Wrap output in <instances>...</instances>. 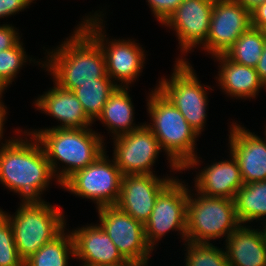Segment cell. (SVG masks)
Returning a JSON list of instances; mask_svg holds the SVG:
<instances>
[{"instance_id": "cell-1", "label": "cell", "mask_w": 266, "mask_h": 266, "mask_svg": "<svg viewBox=\"0 0 266 266\" xmlns=\"http://www.w3.org/2000/svg\"><path fill=\"white\" fill-rule=\"evenodd\" d=\"M19 130L18 134H26L25 139L13 136L1 142L0 183L20 195L21 201H44L41 194L56 177L37 138L28 130Z\"/></svg>"}, {"instance_id": "cell-2", "label": "cell", "mask_w": 266, "mask_h": 266, "mask_svg": "<svg viewBox=\"0 0 266 266\" xmlns=\"http://www.w3.org/2000/svg\"><path fill=\"white\" fill-rule=\"evenodd\" d=\"M43 68L62 89L73 91L81 84L110 78L100 44L79 24L73 34L55 49L47 51Z\"/></svg>"}, {"instance_id": "cell-3", "label": "cell", "mask_w": 266, "mask_h": 266, "mask_svg": "<svg viewBox=\"0 0 266 266\" xmlns=\"http://www.w3.org/2000/svg\"><path fill=\"white\" fill-rule=\"evenodd\" d=\"M154 90V91H153ZM147 112L152 123L146 126L158 139L161 149L167 154L172 171H184L199 167L196 139L199 135L188 124L181 112L155 86L149 93ZM151 124V125H150ZM197 154V155H196ZM195 166V167H194Z\"/></svg>"}, {"instance_id": "cell-4", "label": "cell", "mask_w": 266, "mask_h": 266, "mask_svg": "<svg viewBox=\"0 0 266 266\" xmlns=\"http://www.w3.org/2000/svg\"><path fill=\"white\" fill-rule=\"evenodd\" d=\"M27 133L34 135L42 145L59 186L73 173L92 164L106 150L103 136L90 127L80 129L47 127ZM59 162L66 167L62 165L59 168Z\"/></svg>"}, {"instance_id": "cell-5", "label": "cell", "mask_w": 266, "mask_h": 266, "mask_svg": "<svg viewBox=\"0 0 266 266\" xmlns=\"http://www.w3.org/2000/svg\"><path fill=\"white\" fill-rule=\"evenodd\" d=\"M61 209L46 201H21L15 215L0 209L11 223L16 249L24 262L67 229Z\"/></svg>"}, {"instance_id": "cell-6", "label": "cell", "mask_w": 266, "mask_h": 266, "mask_svg": "<svg viewBox=\"0 0 266 266\" xmlns=\"http://www.w3.org/2000/svg\"><path fill=\"white\" fill-rule=\"evenodd\" d=\"M192 194L189 189L186 241L210 244V240L224 236L227 239L240 225L232 199L211 197L198 191Z\"/></svg>"}, {"instance_id": "cell-7", "label": "cell", "mask_w": 266, "mask_h": 266, "mask_svg": "<svg viewBox=\"0 0 266 266\" xmlns=\"http://www.w3.org/2000/svg\"><path fill=\"white\" fill-rule=\"evenodd\" d=\"M103 11L85 15L80 25L100 44L106 59V73L112 81L121 87H129L142 75L146 54L136 40L106 38L103 25ZM99 14V15H98ZM105 34V35H104ZM135 80V81H134ZM117 81V82H116ZM118 82L120 84H118Z\"/></svg>"}, {"instance_id": "cell-8", "label": "cell", "mask_w": 266, "mask_h": 266, "mask_svg": "<svg viewBox=\"0 0 266 266\" xmlns=\"http://www.w3.org/2000/svg\"><path fill=\"white\" fill-rule=\"evenodd\" d=\"M186 58H176L169 79H159L157 88L181 112L188 124L200 135L205 129L210 86L201 84L192 65ZM205 86V88H204Z\"/></svg>"}, {"instance_id": "cell-9", "label": "cell", "mask_w": 266, "mask_h": 266, "mask_svg": "<svg viewBox=\"0 0 266 266\" xmlns=\"http://www.w3.org/2000/svg\"><path fill=\"white\" fill-rule=\"evenodd\" d=\"M104 151L92 164L68 177L61 188L75 196L90 199L96 208L116 205L122 181V172L114 158L110 160Z\"/></svg>"}, {"instance_id": "cell-10", "label": "cell", "mask_w": 266, "mask_h": 266, "mask_svg": "<svg viewBox=\"0 0 266 266\" xmlns=\"http://www.w3.org/2000/svg\"><path fill=\"white\" fill-rule=\"evenodd\" d=\"M188 194V185L176 176L157 196L150 218L144 225L145 238L152 250L170 230L177 231L186 241Z\"/></svg>"}, {"instance_id": "cell-11", "label": "cell", "mask_w": 266, "mask_h": 266, "mask_svg": "<svg viewBox=\"0 0 266 266\" xmlns=\"http://www.w3.org/2000/svg\"><path fill=\"white\" fill-rule=\"evenodd\" d=\"M98 210L99 225L111 238L126 260L148 266L152 248L145 238L144 224L135 220L116 205L102 206Z\"/></svg>"}, {"instance_id": "cell-12", "label": "cell", "mask_w": 266, "mask_h": 266, "mask_svg": "<svg viewBox=\"0 0 266 266\" xmlns=\"http://www.w3.org/2000/svg\"><path fill=\"white\" fill-rule=\"evenodd\" d=\"M251 27V12L233 0H215L210 28L201 49L212 57L225 54Z\"/></svg>"}, {"instance_id": "cell-13", "label": "cell", "mask_w": 266, "mask_h": 266, "mask_svg": "<svg viewBox=\"0 0 266 266\" xmlns=\"http://www.w3.org/2000/svg\"><path fill=\"white\" fill-rule=\"evenodd\" d=\"M113 139V158L123 175L155 172L152 168L162 149L146 123L137 130Z\"/></svg>"}, {"instance_id": "cell-14", "label": "cell", "mask_w": 266, "mask_h": 266, "mask_svg": "<svg viewBox=\"0 0 266 266\" xmlns=\"http://www.w3.org/2000/svg\"><path fill=\"white\" fill-rule=\"evenodd\" d=\"M214 1L183 0L162 24L175 31L181 55L192 52V48L199 47L206 41Z\"/></svg>"}, {"instance_id": "cell-15", "label": "cell", "mask_w": 266, "mask_h": 266, "mask_svg": "<svg viewBox=\"0 0 266 266\" xmlns=\"http://www.w3.org/2000/svg\"><path fill=\"white\" fill-rule=\"evenodd\" d=\"M162 178L157 177L155 173L123 175L116 206L145 225L157 196L175 177L167 175Z\"/></svg>"}, {"instance_id": "cell-16", "label": "cell", "mask_w": 266, "mask_h": 266, "mask_svg": "<svg viewBox=\"0 0 266 266\" xmlns=\"http://www.w3.org/2000/svg\"><path fill=\"white\" fill-rule=\"evenodd\" d=\"M229 129V152L238 162L243 183L266 180V138L236 122Z\"/></svg>"}, {"instance_id": "cell-17", "label": "cell", "mask_w": 266, "mask_h": 266, "mask_svg": "<svg viewBox=\"0 0 266 266\" xmlns=\"http://www.w3.org/2000/svg\"><path fill=\"white\" fill-rule=\"evenodd\" d=\"M70 232L74 241V259L82 260V266H105L126 261L99 224L82 226Z\"/></svg>"}, {"instance_id": "cell-18", "label": "cell", "mask_w": 266, "mask_h": 266, "mask_svg": "<svg viewBox=\"0 0 266 266\" xmlns=\"http://www.w3.org/2000/svg\"><path fill=\"white\" fill-rule=\"evenodd\" d=\"M36 110L54 117L60 124L50 128L80 129L91 127L93 122L84 112L73 91H68L54 83V87L44 92L33 102Z\"/></svg>"}, {"instance_id": "cell-19", "label": "cell", "mask_w": 266, "mask_h": 266, "mask_svg": "<svg viewBox=\"0 0 266 266\" xmlns=\"http://www.w3.org/2000/svg\"><path fill=\"white\" fill-rule=\"evenodd\" d=\"M229 155V160L222 159L201 169L194 177V190L207 196L233 200L244 183L236 158L232 153Z\"/></svg>"}, {"instance_id": "cell-20", "label": "cell", "mask_w": 266, "mask_h": 266, "mask_svg": "<svg viewBox=\"0 0 266 266\" xmlns=\"http://www.w3.org/2000/svg\"><path fill=\"white\" fill-rule=\"evenodd\" d=\"M225 242L230 266H266V242L259 228L240 224Z\"/></svg>"}, {"instance_id": "cell-21", "label": "cell", "mask_w": 266, "mask_h": 266, "mask_svg": "<svg viewBox=\"0 0 266 266\" xmlns=\"http://www.w3.org/2000/svg\"><path fill=\"white\" fill-rule=\"evenodd\" d=\"M213 59L217 60L220 65H218L219 71L215 78L218 80V86L232 99L233 96L236 99H253L262 88L266 89L255 68L237 64L225 54L216 55Z\"/></svg>"}, {"instance_id": "cell-22", "label": "cell", "mask_w": 266, "mask_h": 266, "mask_svg": "<svg viewBox=\"0 0 266 266\" xmlns=\"http://www.w3.org/2000/svg\"><path fill=\"white\" fill-rule=\"evenodd\" d=\"M128 87L117 86L106 101L101 115L97 118L106 126L113 138L139 129L142 124L134 123V105Z\"/></svg>"}, {"instance_id": "cell-23", "label": "cell", "mask_w": 266, "mask_h": 266, "mask_svg": "<svg viewBox=\"0 0 266 266\" xmlns=\"http://www.w3.org/2000/svg\"><path fill=\"white\" fill-rule=\"evenodd\" d=\"M233 201L240 224L266 219V180L244 184Z\"/></svg>"}, {"instance_id": "cell-24", "label": "cell", "mask_w": 266, "mask_h": 266, "mask_svg": "<svg viewBox=\"0 0 266 266\" xmlns=\"http://www.w3.org/2000/svg\"><path fill=\"white\" fill-rule=\"evenodd\" d=\"M64 229L24 262V266H68L69 256L75 257L71 232Z\"/></svg>"}, {"instance_id": "cell-25", "label": "cell", "mask_w": 266, "mask_h": 266, "mask_svg": "<svg viewBox=\"0 0 266 266\" xmlns=\"http://www.w3.org/2000/svg\"><path fill=\"white\" fill-rule=\"evenodd\" d=\"M117 88L111 78L97 79L96 83L81 84L73 90L88 118L94 123L101 115L110 94ZM96 119V120H95Z\"/></svg>"}, {"instance_id": "cell-26", "label": "cell", "mask_w": 266, "mask_h": 266, "mask_svg": "<svg viewBox=\"0 0 266 266\" xmlns=\"http://www.w3.org/2000/svg\"><path fill=\"white\" fill-rule=\"evenodd\" d=\"M266 32L250 27L225 53L233 62L255 68L263 52Z\"/></svg>"}, {"instance_id": "cell-27", "label": "cell", "mask_w": 266, "mask_h": 266, "mask_svg": "<svg viewBox=\"0 0 266 266\" xmlns=\"http://www.w3.org/2000/svg\"><path fill=\"white\" fill-rule=\"evenodd\" d=\"M187 248L184 266H230L225 250L212 243H192L185 241ZM223 249V250H222Z\"/></svg>"}, {"instance_id": "cell-28", "label": "cell", "mask_w": 266, "mask_h": 266, "mask_svg": "<svg viewBox=\"0 0 266 266\" xmlns=\"http://www.w3.org/2000/svg\"><path fill=\"white\" fill-rule=\"evenodd\" d=\"M23 44L24 43L20 40L14 47L0 52V80L7 87L12 84L17 74L20 73V69L26 64L28 59L30 63H38L43 67V61H36V59L32 60L33 58H29L28 55H26Z\"/></svg>"}, {"instance_id": "cell-29", "label": "cell", "mask_w": 266, "mask_h": 266, "mask_svg": "<svg viewBox=\"0 0 266 266\" xmlns=\"http://www.w3.org/2000/svg\"><path fill=\"white\" fill-rule=\"evenodd\" d=\"M0 266H24L14 241L11 223L0 211Z\"/></svg>"}, {"instance_id": "cell-30", "label": "cell", "mask_w": 266, "mask_h": 266, "mask_svg": "<svg viewBox=\"0 0 266 266\" xmlns=\"http://www.w3.org/2000/svg\"><path fill=\"white\" fill-rule=\"evenodd\" d=\"M149 8L161 25L177 9L183 0H147Z\"/></svg>"}, {"instance_id": "cell-31", "label": "cell", "mask_w": 266, "mask_h": 266, "mask_svg": "<svg viewBox=\"0 0 266 266\" xmlns=\"http://www.w3.org/2000/svg\"><path fill=\"white\" fill-rule=\"evenodd\" d=\"M20 39L17 28L12 26V24L0 25V52L14 47Z\"/></svg>"}, {"instance_id": "cell-32", "label": "cell", "mask_w": 266, "mask_h": 266, "mask_svg": "<svg viewBox=\"0 0 266 266\" xmlns=\"http://www.w3.org/2000/svg\"><path fill=\"white\" fill-rule=\"evenodd\" d=\"M34 0H0V18L8 17L22 12Z\"/></svg>"}, {"instance_id": "cell-33", "label": "cell", "mask_w": 266, "mask_h": 266, "mask_svg": "<svg viewBox=\"0 0 266 266\" xmlns=\"http://www.w3.org/2000/svg\"><path fill=\"white\" fill-rule=\"evenodd\" d=\"M251 27L266 30V2L251 12Z\"/></svg>"}, {"instance_id": "cell-34", "label": "cell", "mask_w": 266, "mask_h": 266, "mask_svg": "<svg viewBox=\"0 0 266 266\" xmlns=\"http://www.w3.org/2000/svg\"><path fill=\"white\" fill-rule=\"evenodd\" d=\"M255 70L258 73L259 79L266 87V40L264 43L263 52L261 54L259 62L257 63L255 67Z\"/></svg>"}, {"instance_id": "cell-35", "label": "cell", "mask_w": 266, "mask_h": 266, "mask_svg": "<svg viewBox=\"0 0 266 266\" xmlns=\"http://www.w3.org/2000/svg\"><path fill=\"white\" fill-rule=\"evenodd\" d=\"M233 1L241 4L250 12H252L256 7H258L262 3L266 2V0H233Z\"/></svg>"}, {"instance_id": "cell-36", "label": "cell", "mask_w": 266, "mask_h": 266, "mask_svg": "<svg viewBox=\"0 0 266 266\" xmlns=\"http://www.w3.org/2000/svg\"><path fill=\"white\" fill-rule=\"evenodd\" d=\"M8 114L7 112V107L4 105L3 101L0 99V142L3 139V129H4V124L6 119V115Z\"/></svg>"}, {"instance_id": "cell-37", "label": "cell", "mask_w": 266, "mask_h": 266, "mask_svg": "<svg viewBox=\"0 0 266 266\" xmlns=\"http://www.w3.org/2000/svg\"><path fill=\"white\" fill-rule=\"evenodd\" d=\"M104 266V265H102ZM105 266H143L135 261H131V260H126L117 264H113V265H105Z\"/></svg>"}, {"instance_id": "cell-38", "label": "cell", "mask_w": 266, "mask_h": 266, "mask_svg": "<svg viewBox=\"0 0 266 266\" xmlns=\"http://www.w3.org/2000/svg\"><path fill=\"white\" fill-rule=\"evenodd\" d=\"M5 90H7V86L0 80V99H3L2 94L4 93Z\"/></svg>"}, {"instance_id": "cell-39", "label": "cell", "mask_w": 266, "mask_h": 266, "mask_svg": "<svg viewBox=\"0 0 266 266\" xmlns=\"http://www.w3.org/2000/svg\"><path fill=\"white\" fill-rule=\"evenodd\" d=\"M265 225V226H264ZM263 228L261 229L262 230V232H263V235H264V239H265V242H266V221L265 222H263Z\"/></svg>"}]
</instances>
